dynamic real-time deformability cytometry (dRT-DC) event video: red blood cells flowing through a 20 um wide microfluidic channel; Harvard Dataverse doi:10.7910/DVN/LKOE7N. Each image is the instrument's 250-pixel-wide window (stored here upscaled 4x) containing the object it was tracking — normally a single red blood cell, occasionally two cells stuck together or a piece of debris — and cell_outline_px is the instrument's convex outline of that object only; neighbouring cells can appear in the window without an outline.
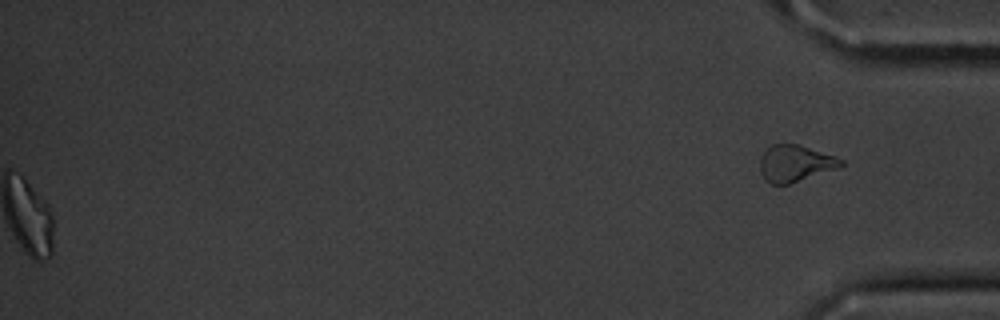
{"species": "common noctule bat (a hibernating species)", "species_latin": "Nyctalus noctula", "temperature_condition": "cold", "stored_images_in_passage": 56, "segment_of_instrument_passage": [2, 2], "camera_frame_rate_fps": 3000, "um_per_image_px": 0.085, "animal": {"sex": "male", "body_mass_g": 20.1, "forearm_length_mm": 53.5}, "frame": {"image": 1, "passage_image": 56, "time_ms": 18.333, "image_size_px": [1000, 320], "cell_outline_px": [[844, 164], [840, 168], [788, 184], [772, 184], [764, 180], [760, 172], [760, 156], [772, 144], [800, 144], [836, 156], [844, 160]], "centroid_in_image_um": [67.61, 13.88], "position_along_channel_um": 367.6, "area_um2": 17.51}}